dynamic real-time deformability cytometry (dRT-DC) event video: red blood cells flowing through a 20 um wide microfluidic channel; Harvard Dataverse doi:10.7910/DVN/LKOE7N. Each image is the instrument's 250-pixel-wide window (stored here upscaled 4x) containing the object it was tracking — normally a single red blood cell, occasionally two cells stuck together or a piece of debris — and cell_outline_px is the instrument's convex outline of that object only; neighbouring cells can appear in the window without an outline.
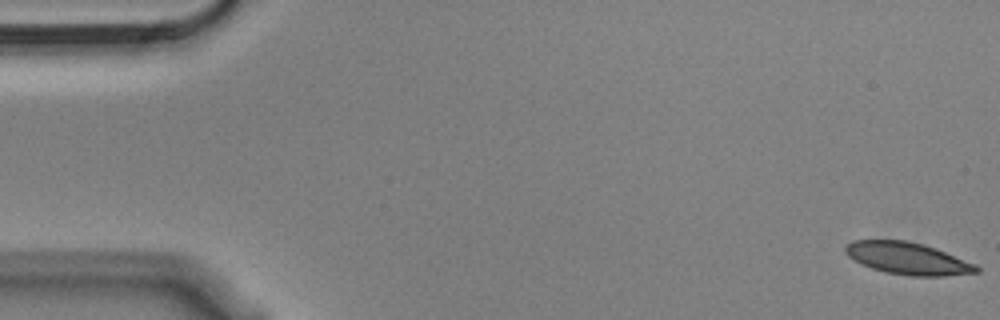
{"species": "Egyptian fruit bat (a non-hibernating species)", "species_latin": "Rousettus aegyptiacus", "temperature_condition": "cold", "stored_images_in_passage": 55, "camera_frame_rate_fps": 3000, "um_per_image_px": 0.085, "animal": {"sex": "male"}, "frame": {"image": 1, "passage_image": 1, "time_ms": 0.0, "image_size_px": [1000, 320], "cell_outline_px": [[980, 272], [944, 276], [908, 276], [884, 272], [860, 264], [848, 256], [844, 252], [844, 248], [852, 240], [908, 240], [924, 244], [936, 248], [976, 264], [980, 268]], "centroid_in_image_um": [77.16, 21.97], "position_along_channel_um": 7.8, "area_um2": 24.74}}
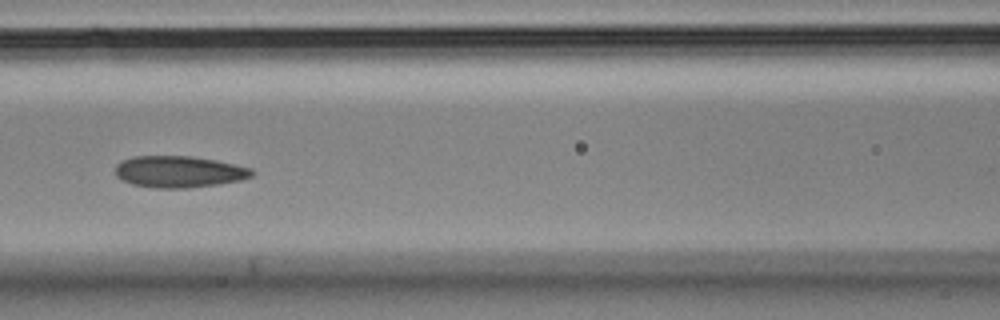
{"frame": {"image": 2, "passage_image": 24, "time_ms": 7.667, "image_size_px": [1000, 320], "cell_outline_px": [[256, 172], [252, 176], [240, 180], [216, 184], [188, 188], [156, 188], [132, 184], [120, 180], [116, 176], [116, 164], [120, 160], [132, 156], [192, 156], [216, 160], [252, 168]], "centroid_in_image_um": [15.19, 14.59], "position_along_channel_um": 151.4, "area_um2": 25.32}}
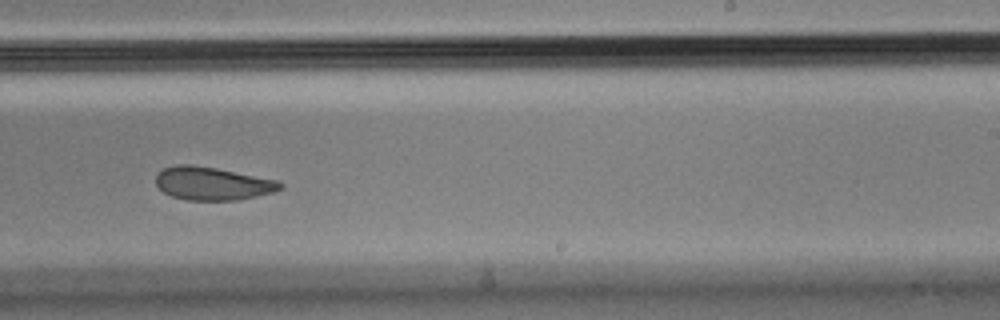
{"frame": {"image": 3, "passage_image": 34, "time_ms": 11.0, "image_size_px": [1000, 320], "cell_outline_px": [[284, 188], [272, 192], [256, 196], [236, 200], [188, 200], [172, 196], [164, 192], [156, 184], [156, 172], [160, 168], [176, 164], [192, 164], [216, 168], [276, 180], [284, 184]], "centroid_in_image_um": [18.01, 15.58], "position_along_channel_um": 271.0, "area_um2": 24.04}, "authors_computed_cell_mechanics": {"area_um2": 25.3164, "velocity_mm_per_s": 3.5956, "shape_relaxation_time_tau1_ms": 9.0745, "shape_relaxation_time_tau2_ms": 2.9646, "deformation_change_tau1": 0.1325, "deformation_change_tau2": 0.068}}